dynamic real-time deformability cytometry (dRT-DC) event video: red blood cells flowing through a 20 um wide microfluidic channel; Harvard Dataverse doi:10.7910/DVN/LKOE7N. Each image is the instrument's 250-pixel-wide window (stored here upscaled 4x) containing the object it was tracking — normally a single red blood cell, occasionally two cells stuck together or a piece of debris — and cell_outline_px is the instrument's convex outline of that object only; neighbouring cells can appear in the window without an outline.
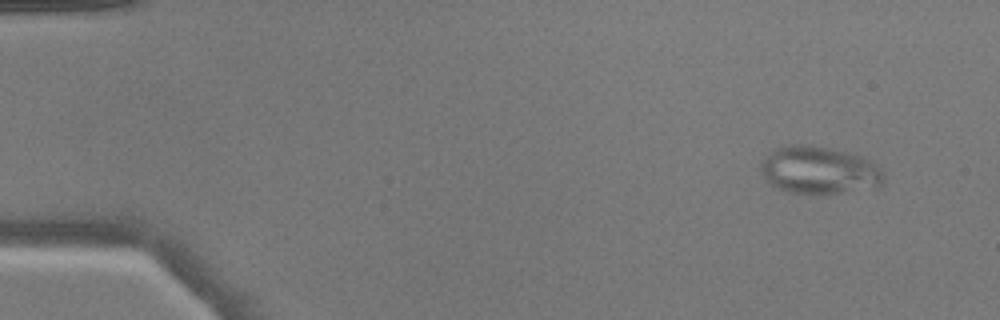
{"species": "common noctule bat (a hibernating species)", "species_latin": "Nyctalus noctula", "temperature_condition": "warm", "stored_images_in_passage": 50, "camera_frame_rate_fps": 3000, "um_per_image_px": 0.085, "animal": {"sex": "male", "body_mass_g": 17.9}, "frame": {"image": 1, "passage_image": 4, "time_ms": 1.0, "image_size_px": [1000, 320], "cell_outline_px": [[884, 184], [876, 188], [840, 192], [788, 192], [772, 184], [760, 172], [760, 160], [764, 156], [776, 148], [792, 144], [808, 144], [828, 148], [860, 156], [876, 164], [884, 172]], "centroid_in_image_um": [69.63, 14.44], "position_along_channel_um": 15.4, "area_um2": 33.76}}
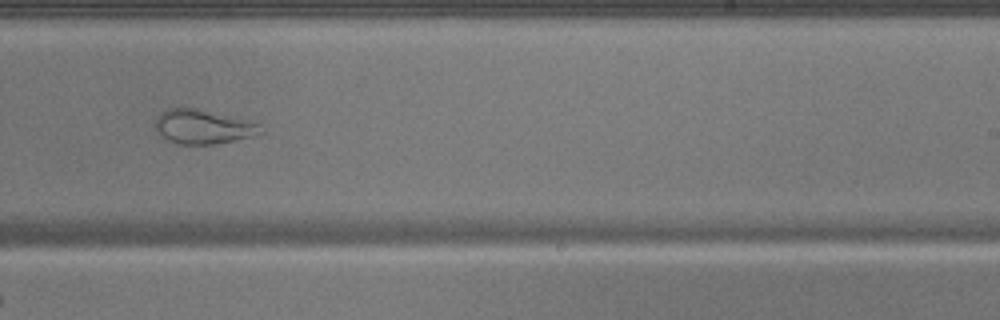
{"frame": {"image": 2, "passage_image": 32, "time_ms": 10.333, "image_size_px": [1000, 320], "cell_outline_px": [[264, 132], [252, 136], [216, 144], [180, 144], [168, 140], [156, 132], [156, 116], [168, 108], [196, 108], [260, 124]], "centroid_in_image_um": [17.23, 10.78], "position_along_channel_um": 271.8, "area_um2": 20.69}}
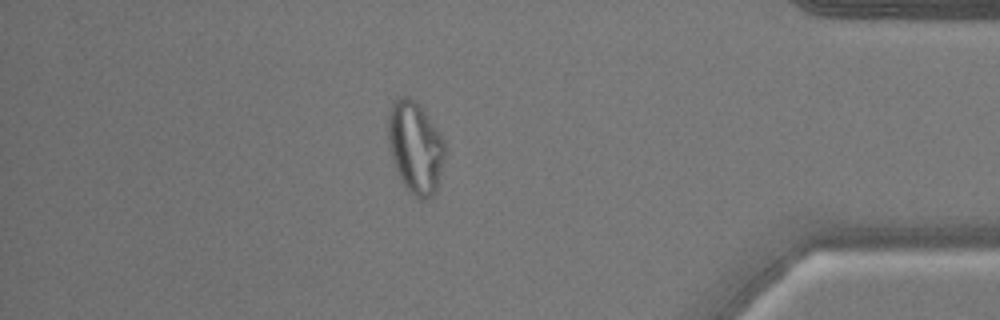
{"frame": {"image": 3, "passage_image": 44, "time_ms": 14.333, "image_size_px": [1000, 320], "cell_outline_px": [[444, 156], [436, 192], [432, 196], [424, 200], [420, 200], [404, 188], [396, 168], [388, 144], [388, 112], [396, 96], [408, 96], [416, 100], [436, 128], [444, 140]], "centroid_in_image_um": [35.28, 12.52], "position_along_channel_um": 399.9, "area_um2": 30.4}}